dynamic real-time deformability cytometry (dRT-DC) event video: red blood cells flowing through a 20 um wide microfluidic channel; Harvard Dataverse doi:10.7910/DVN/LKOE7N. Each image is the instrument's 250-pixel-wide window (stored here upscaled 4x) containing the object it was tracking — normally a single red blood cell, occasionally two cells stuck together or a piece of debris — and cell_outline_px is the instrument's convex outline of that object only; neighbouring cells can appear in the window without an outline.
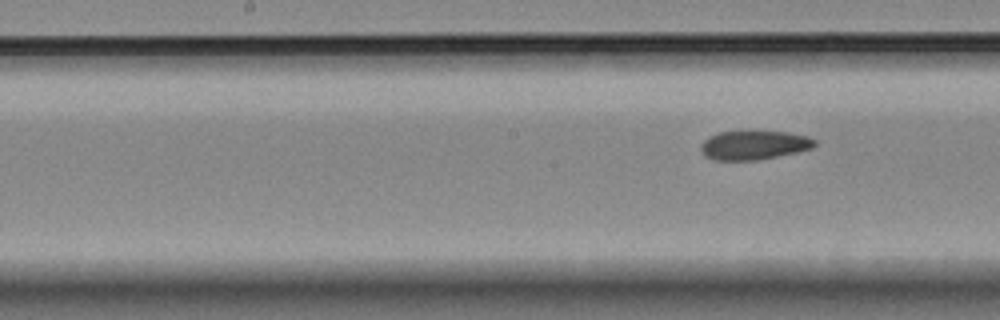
{"species": "Egyptian fruit bat (a non-hibernating species)", "species_latin": "Rousettus aegyptiacus", "temperature_condition": "room temperature", "stored_images_in_passage": 6, "segment_of_instrument_passage": [2, 2], "camera_frame_rate_fps": 3000, "um_per_image_px": 0.085, "animal": {"sex": "female"}, "frame": {"image": 1, "passage_image": 6, "time_ms": 6.333, "image_size_px": [1000, 320], "cell_outline_px": [[816, 144], [812, 148], [796, 152], [756, 160], [716, 160], [704, 156], [700, 148], [700, 144], [708, 136], [720, 132], [788, 132], [808, 136], [816, 140]], "centroid_in_image_um": [64.07, 12.34], "position_along_channel_um": 184.1, "area_um2": 19.07}}